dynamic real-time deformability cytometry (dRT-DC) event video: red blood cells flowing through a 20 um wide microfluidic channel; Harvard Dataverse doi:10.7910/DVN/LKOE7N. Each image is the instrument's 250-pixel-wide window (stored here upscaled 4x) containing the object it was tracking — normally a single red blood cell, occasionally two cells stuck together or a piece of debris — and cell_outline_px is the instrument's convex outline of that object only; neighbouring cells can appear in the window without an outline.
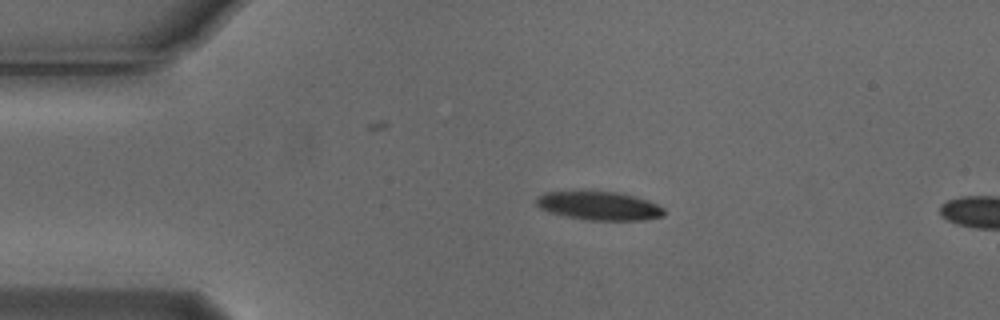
{"species": "Egyptian fruit bat (a non-hibernating species)", "species_latin": "Rousettus aegyptiacus", "temperature_condition": "cold", "stored_images_in_passage": 4, "camera_frame_rate_fps": 3000, "um_per_image_px": 0.085, "animal": {"sex": "male"}, "frame": {"image": 1, "passage_image": 1, "time_ms": 0.0, "image_size_px": [1000, 320], "cell_outline_px": [[664, 216], [644, 220], [588, 220], [564, 216], [548, 212], [540, 208], [536, 204], [536, 200], [544, 192], [620, 192], [648, 200], [664, 208]], "centroid_in_image_um": [50.94, 17.51], "position_along_channel_um": 34.1, "area_um2": 21.15}}